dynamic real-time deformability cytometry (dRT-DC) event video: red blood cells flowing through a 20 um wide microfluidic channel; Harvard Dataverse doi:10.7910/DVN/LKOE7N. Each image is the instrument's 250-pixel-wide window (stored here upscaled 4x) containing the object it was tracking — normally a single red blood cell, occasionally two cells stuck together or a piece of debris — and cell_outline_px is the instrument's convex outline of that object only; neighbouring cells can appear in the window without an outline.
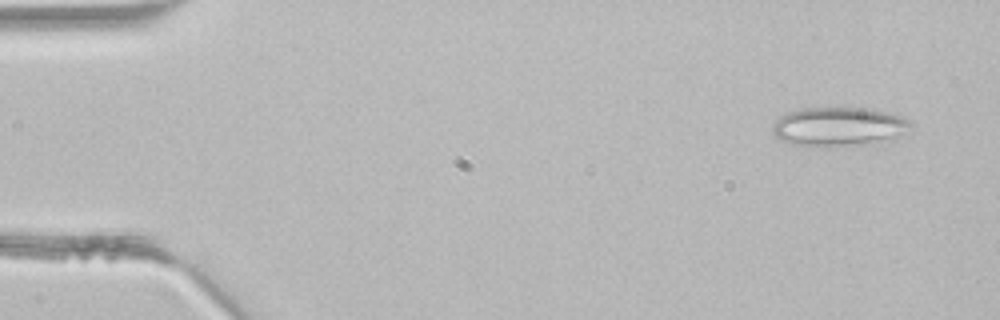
{"species": "common noctule bat (a hibernating species)", "species_latin": "Nyctalus noctula", "temperature_condition": "room temperature", "stored_images_in_passage": 4, "camera_frame_rate_fps": 3000, "um_per_image_px": 0.085, "animal": {"sex": "male", "body_mass_g": 21.5, "forearm_length_mm": 52.0}, "frame": {"image": 1, "passage_image": 1, "time_ms": 0.0, "image_size_px": [1000, 320], "cell_outline_px": [[912, 128], [892, 136], [860, 144], [828, 148], [820, 148], [792, 144], [780, 140], [772, 132], [772, 124], [780, 116], [788, 112], [800, 108], [868, 108], [896, 112], [912, 120]], "centroid_in_image_um": [71.24, 10.75], "position_along_channel_um": 13.8, "area_um2": 31.67}}